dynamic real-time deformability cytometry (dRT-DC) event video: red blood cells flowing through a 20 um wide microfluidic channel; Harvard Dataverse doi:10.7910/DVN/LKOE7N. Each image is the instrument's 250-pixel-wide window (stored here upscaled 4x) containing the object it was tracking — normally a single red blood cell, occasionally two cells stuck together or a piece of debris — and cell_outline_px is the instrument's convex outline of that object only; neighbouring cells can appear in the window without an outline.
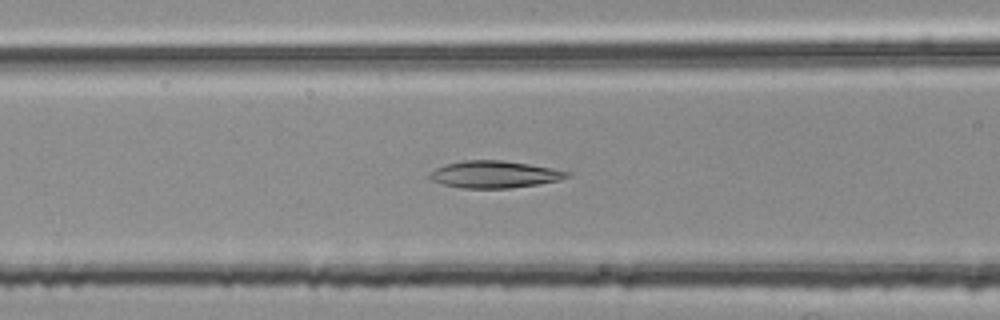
{"species": "common noctule bat (a hibernating species)", "species_latin": "Nyctalus noctula", "temperature_condition": "room temperature", "stored_images_in_passage": 41, "camera_frame_rate_fps": 3000, "um_per_image_px": 0.085, "animal": {"sex": "female", "body_mass_g": 25.1}, "frame": {"image": 1, "passage_image": 18, "time_ms": 5.667, "image_size_px": [1000, 320], "cell_outline_px": [[568, 176], [556, 180], [536, 184], [508, 188], [464, 188], [444, 184], [432, 180], [428, 176], [436, 168], [448, 164], [468, 160], [500, 160], [548, 168], [568, 172]], "centroid_in_image_um": [41.95, 14.83], "position_along_channel_um": 124.6, "area_um2": 20.75}}
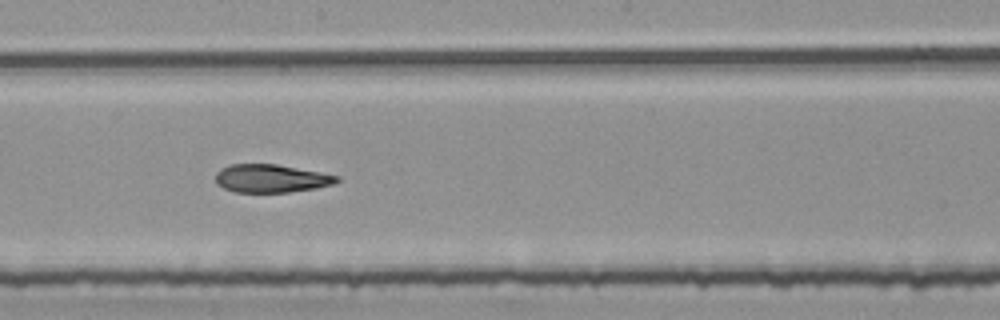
{"frame": {"image": 2, "passage_image": 26, "time_ms": 8.333, "image_size_px": [1000, 320], "cell_outline_px": [[340, 180], [332, 184], [312, 188], [288, 192], [236, 192], [224, 188], [216, 180], [216, 172], [232, 164], [276, 164], [340, 176]], "centroid_in_image_um": [23.05, 15.16], "position_along_channel_um": 225.2, "area_um2": 19.42}}
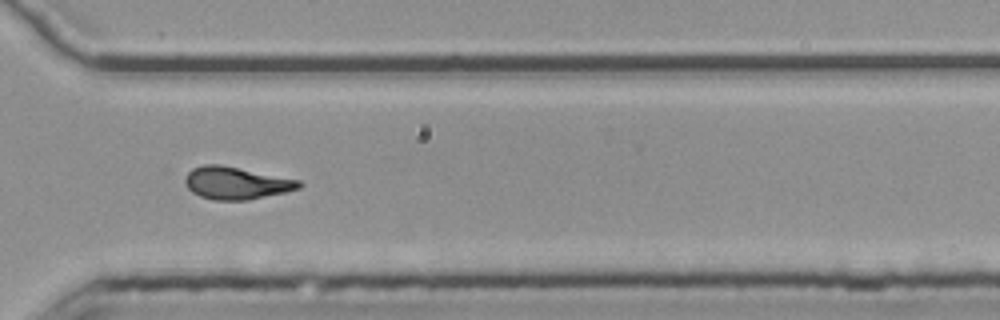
{"frame": {"image": 3, "passage_image": 36, "time_ms": 11.667, "image_size_px": [1000, 320], "cell_outline_px": [[304, 184], [300, 188], [284, 192], [248, 200], [216, 200], [200, 196], [192, 192], [188, 188], [184, 180], [188, 172], [192, 168], [204, 164], [216, 164], [300, 180]], "centroid_in_image_um": [20.06, 15.56], "position_along_channel_um": 350.5, "area_um2": 21.21}, "authors_computed_cell_mechanics": {"area_um2": 20.4034, "velocity_mm_per_s": 3.7659, "shape_relaxation_time_tau1_ms": null, "shape_relaxation_time_tau2_ms": 3.5175, "deformation_change_tau1": null, "deformation_change_tau2": 0.1096}}